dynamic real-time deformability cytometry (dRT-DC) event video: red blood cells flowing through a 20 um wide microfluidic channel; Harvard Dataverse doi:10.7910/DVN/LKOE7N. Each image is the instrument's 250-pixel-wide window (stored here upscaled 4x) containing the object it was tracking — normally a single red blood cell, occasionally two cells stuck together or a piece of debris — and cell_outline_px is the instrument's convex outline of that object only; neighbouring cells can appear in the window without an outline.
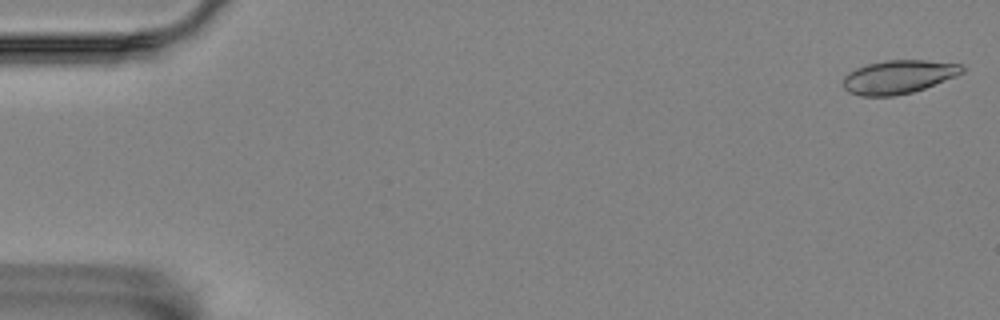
{"species": "Egyptian fruit bat (a non-hibernating species)", "species_latin": "Rousettus aegyptiacus", "temperature_condition": "room temperature", "stored_images_in_passage": 3, "camera_frame_rate_fps": 3000, "um_per_image_px": 0.085, "animal": {"sex": "female"}, "frame": {"image": 1, "passage_image": 1, "time_ms": 0.0, "image_size_px": [1000, 320], "cell_outline_px": [[964, 72], [956, 76], [924, 88], [912, 92], [896, 96], [860, 96], [848, 92], [844, 88], [844, 76], [848, 72], [856, 68], [868, 64], [888, 60], [924, 60], [964, 64]], "centroid_in_image_um": [76.38, 6.53], "position_along_channel_um": 8.6, "area_um2": 23.24}}